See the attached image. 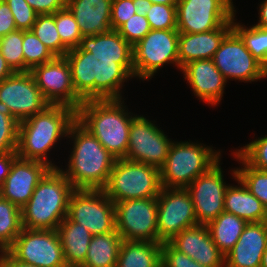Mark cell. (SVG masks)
<instances>
[{
    "mask_svg": "<svg viewBox=\"0 0 267 267\" xmlns=\"http://www.w3.org/2000/svg\"><path fill=\"white\" fill-rule=\"evenodd\" d=\"M237 160L244 165L237 168L236 178L263 204L267 209V171L256 169L250 166L236 151L233 153Z\"/></svg>",
    "mask_w": 267,
    "mask_h": 267,
    "instance_id": "obj_34",
    "label": "cell"
},
{
    "mask_svg": "<svg viewBox=\"0 0 267 267\" xmlns=\"http://www.w3.org/2000/svg\"><path fill=\"white\" fill-rule=\"evenodd\" d=\"M220 151L190 142H173L165 164L160 168L165 188H187L198 176L207 173L220 161Z\"/></svg>",
    "mask_w": 267,
    "mask_h": 267,
    "instance_id": "obj_6",
    "label": "cell"
},
{
    "mask_svg": "<svg viewBox=\"0 0 267 267\" xmlns=\"http://www.w3.org/2000/svg\"><path fill=\"white\" fill-rule=\"evenodd\" d=\"M23 30L0 37V52L14 72H24Z\"/></svg>",
    "mask_w": 267,
    "mask_h": 267,
    "instance_id": "obj_36",
    "label": "cell"
},
{
    "mask_svg": "<svg viewBox=\"0 0 267 267\" xmlns=\"http://www.w3.org/2000/svg\"><path fill=\"white\" fill-rule=\"evenodd\" d=\"M133 0H113L111 7L112 30H118L136 13Z\"/></svg>",
    "mask_w": 267,
    "mask_h": 267,
    "instance_id": "obj_44",
    "label": "cell"
},
{
    "mask_svg": "<svg viewBox=\"0 0 267 267\" xmlns=\"http://www.w3.org/2000/svg\"><path fill=\"white\" fill-rule=\"evenodd\" d=\"M24 72L34 67L52 61L55 56L33 33L32 30H23Z\"/></svg>",
    "mask_w": 267,
    "mask_h": 267,
    "instance_id": "obj_35",
    "label": "cell"
},
{
    "mask_svg": "<svg viewBox=\"0 0 267 267\" xmlns=\"http://www.w3.org/2000/svg\"><path fill=\"white\" fill-rule=\"evenodd\" d=\"M19 122L0 107V153L17 152Z\"/></svg>",
    "mask_w": 267,
    "mask_h": 267,
    "instance_id": "obj_39",
    "label": "cell"
},
{
    "mask_svg": "<svg viewBox=\"0 0 267 267\" xmlns=\"http://www.w3.org/2000/svg\"><path fill=\"white\" fill-rule=\"evenodd\" d=\"M14 16L18 30H31L38 14L26 0H5Z\"/></svg>",
    "mask_w": 267,
    "mask_h": 267,
    "instance_id": "obj_42",
    "label": "cell"
},
{
    "mask_svg": "<svg viewBox=\"0 0 267 267\" xmlns=\"http://www.w3.org/2000/svg\"><path fill=\"white\" fill-rule=\"evenodd\" d=\"M232 19V29L244 41L246 48L252 53L253 57L267 69V28L252 25L245 28Z\"/></svg>",
    "mask_w": 267,
    "mask_h": 267,
    "instance_id": "obj_33",
    "label": "cell"
},
{
    "mask_svg": "<svg viewBox=\"0 0 267 267\" xmlns=\"http://www.w3.org/2000/svg\"><path fill=\"white\" fill-rule=\"evenodd\" d=\"M162 189L160 168L116 159L106 187V195L115 203L124 200L157 197Z\"/></svg>",
    "mask_w": 267,
    "mask_h": 267,
    "instance_id": "obj_7",
    "label": "cell"
},
{
    "mask_svg": "<svg viewBox=\"0 0 267 267\" xmlns=\"http://www.w3.org/2000/svg\"><path fill=\"white\" fill-rule=\"evenodd\" d=\"M250 166L267 171V136L250 142L236 151Z\"/></svg>",
    "mask_w": 267,
    "mask_h": 267,
    "instance_id": "obj_40",
    "label": "cell"
},
{
    "mask_svg": "<svg viewBox=\"0 0 267 267\" xmlns=\"http://www.w3.org/2000/svg\"><path fill=\"white\" fill-rule=\"evenodd\" d=\"M178 38V30L151 29L133 46L134 77L151 79L166 63L176 64L179 68Z\"/></svg>",
    "mask_w": 267,
    "mask_h": 267,
    "instance_id": "obj_9",
    "label": "cell"
},
{
    "mask_svg": "<svg viewBox=\"0 0 267 267\" xmlns=\"http://www.w3.org/2000/svg\"><path fill=\"white\" fill-rule=\"evenodd\" d=\"M22 229L21 209L0 196V251L7 250Z\"/></svg>",
    "mask_w": 267,
    "mask_h": 267,
    "instance_id": "obj_31",
    "label": "cell"
},
{
    "mask_svg": "<svg viewBox=\"0 0 267 267\" xmlns=\"http://www.w3.org/2000/svg\"><path fill=\"white\" fill-rule=\"evenodd\" d=\"M31 30L55 57H65L69 49L62 43L58 34L55 13L38 15Z\"/></svg>",
    "mask_w": 267,
    "mask_h": 267,
    "instance_id": "obj_32",
    "label": "cell"
},
{
    "mask_svg": "<svg viewBox=\"0 0 267 267\" xmlns=\"http://www.w3.org/2000/svg\"><path fill=\"white\" fill-rule=\"evenodd\" d=\"M133 5L137 15L146 17V14L149 12V9L152 6V3L149 0H133Z\"/></svg>",
    "mask_w": 267,
    "mask_h": 267,
    "instance_id": "obj_49",
    "label": "cell"
},
{
    "mask_svg": "<svg viewBox=\"0 0 267 267\" xmlns=\"http://www.w3.org/2000/svg\"><path fill=\"white\" fill-rule=\"evenodd\" d=\"M232 30V20L221 27L202 33H179V68L189 62L212 59L224 37Z\"/></svg>",
    "mask_w": 267,
    "mask_h": 267,
    "instance_id": "obj_23",
    "label": "cell"
},
{
    "mask_svg": "<svg viewBox=\"0 0 267 267\" xmlns=\"http://www.w3.org/2000/svg\"><path fill=\"white\" fill-rule=\"evenodd\" d=\"M55 24L62 43L69 49L79 46L83 35L70 10L65 7L55 12Z\"/></svg>",
    "mask_w": 267,
    "mask_h": 267,
    "instance_id": "obj_37",
    "label": "cell"
},
{
    "mask_svg": "<svg viewBox=\"0 0 267 267\" xmlns=\"http://www.w3.org/2000/svg\"><path fill=\"white\" fill-rule=\"evenodd\" d=\"M172 143L163 130L158 129L146 117L134 115L125 159L161 168Z\"/></svg>",
    "mask_w": 267,
    "mask_h": 267,
    "instance_id": "obj_16",
    "label": "cell"
},
{
    "mask_svg": "<svg viewBox=\"0 0 267 267\" xmlns=\"http://www.w3.org/2000/svg\"><path fill=\"white\" fill-rule=\"evenodd\" d=\"M67 218L84 226L93 236L116 230L115 204L103 189H74Z\"/></svg>",
    "mask_w": 267,
    "mask_h": 267,
    "instance_id": "obj_8",
    "label": "cell"
},
{
    "mask_svg": "<svg viewBox=\"0 0 267 267\" xmlns=\"http://www.w3.org/2000/svg\"><path fill=\"white\" fill-rule=\"evenodd\" d=\"M17 30L14 16L5 0H0V37Z\"/></svg>",
    "mask_w": 267,
    "mask_h": 267,
    "instance_id": "obj_46",
    "label": "cell"
},
{
    "mask_svg": "<svg viewBox=\"0 0 267 267\" xmlns=\"http://www.w3.org/2000/svg\"><path fill=\"white\" fill-rule=\"evenodd\" d=\"M78 48L92 53L94 57L133 58V47L117 30H110L93 36H83Z\"/></svg>",
    "mask_w": 267,
    "mask_h": 267,
    "instance_id": "obj_28",
    "label": "cell"
},
{
    "mask_svg": "<svg viewBox=\"0 0 267 267\" xmlns=\"http://www.w3.org/2000/svg\"><path fill=\"white\" fill-rule=\"evenodd\" d=\"M76 120V110L65 105H49L42 112L19 122L18 157L40 161L58 168L47 153L61 137H67ZM64 135V136H63Z\"/></svg>",
    "mask_w": 267,
    "mask_h": 267,
    "instance_id": "obj_3",
    "label": "cell"
},
{
    "mask_svg": "<svg viewBox=\"0 0 267 267\" xmlns=\"http://www.w3.org/2000/svg\"><path fill=\"white\" fill-rule=\"evenodd\" d=\"M220 161L207 173L198 176L188 190L198 224H208L224 212V198L229 186L224 182Z\"/></svg>",
    "mask_w": 267,
    "mask_h": 267,
    "instance_id": "obj_18",
    "label": "cell"
},
{
    "mask_svg": "<svg viewBox=\"0 0 267 267\" xmlns=\"http://www.w3.org/2000/svg\"><path fill=\"white\" fill-rule=\"evenodd\" d=\"M267 248V228L263 222L248 223L234 247L225 255V267H260Z\"/></svg>",
    "mask_w": 267,
    "mask_h": 267,
    "instance_id": "obj_22",
    "label": "cell"
},
{
    "mask_svg": "<svg viewBox=\"0 0 267 267\" xmlns=\"http://www.w3.org/2000/svg\"><path fill=\"white\" fill-rule=\"evenodd\" d=\"M49 105L30 71L14 72L0 82V107L18 122L42 112Z\"/></svg>",
    "mask_w": 267,
    "mask_h": 267,
    "instance_id": "obj_14",
    "label": "cell"
},
{
    "mask_svg": "<svg viewBox=\"0 0 267 267\" xmlns=\"http://www.w3.org/2000/svg\"><path fill=\"white\" fill-rule=\"evenodd\" d=\"M169 243L202 266L225 267V255L212 240L206 224L186 228Z\"/></svg>",
    "mask_w": 267,
    "mask_h": 267,
    "instance_id": "obj_20",
    "label": "cell"
},
{
    "mask_svg": "<svg viewBox=\"0 0 267 267\" xmlns=\"http://www.w3.org/2000/svg\"><path fill=\"white\" fill-rule=\"evenodd\" d=\"M233 177L240 186H228L224 198L225 212L242 218L247 223L263 222L267 217V209L262 202L255 197L244 184L236 178V170Z\"/></svg>",
    "mask_w": 267,
    "mask_h": 267,
    "instance_id": "obj_25",
    "label": "cell"
},
{
    "mask_svg": "<svg viewBox=\"0 0 267 267\" xmlns=\"http://www.w3.org/2000/svg\"><path fill=\"white\" fill-rule=\"evenodd\" d=\"M14 73L0 52V82Z\"/></svg>",
    "mask_w": 267,
    "mask_h": 267,
    "instance_id": "obj_50",
    "label": "cell"
},
{
    "mask_svg": "<svg viewBox=\"0 0 267 267\" xmlns=\"http://www.w3.org/2000/svg\"><path fill=\"white\" fill-rule=\"evenodd\" d=\"M18 157L17 152L0 153V187L9 175L13 161Z\"/></svg>",
    "mask_w": 267,
    "mask_h": 267,
    "instance_id": "obj_47",
    "label": "cell"
},
{
    "mask_svg": "<svg viewBox=\"0 0 267 267\" xmlns=\"http://www.w3.org/2000/svg\"><path fill=\"white\" fill-rule=\"evenodd\" d=\"M151 30L146 17L133 15L117 31L133 47Z\"/></svg>",
    "mask_w": 267,
    "mask_h": 267,
    "instance_id": "obj_41",
    "label": "cell"
},
{
    "mask_svg": "<svg viewBox=\"0 0 267 267\" xmlns=\"http://www.w3.org/2000/svg\"><path fill=\"white\" fill-rule=\"evenodd\" d=\"M162 243L123 240L116 267H162Z\"/></svg>",
    "mask_w": 267,
    "mask_h": 267,
    "instance_id": "obj_27",
    "label": "cell"
},
{
    "mask_svg": "<svg viewBox=\"0 0 267 267\" xmlns=\"http://www.w3.org/2000/svg\"><path fill=\"white\" fill-rule=\"evenodd\" d=\"M116 231L126 241H158L157 197L115 203Z\"/></svg>",
    "mask_w": 267,
    "mask_h": 267,
    "instance_id": "obj_11",
    "label": "cell"
},
{
    "mask_svg": "<svg viewBox=\"0 0 267 267\" xmlns=\"http://www.w3.org/2000/svg\"><path fill=\"white\" fill-rule=\"evenodd\" d=\"M0 252V267H36L16 260L7 250Z\"/></svg>",
    "mask_w": 267,
    "mask_h": 267,
    "instance_id": "obj_48",
    "label": "cell"
},
{
    "mask_svg": "<svg viewBox=\"0 0 267 267\" xmlns=\"http://www.w3.org/2000/svg\"><path fill=\"white\" fill-rule=\"evenodd\" d=\"M122 241L116 230L93 236L81 267H116Z\"/></svg>",
    "mask_w": 267,
    "mask_h": 267,
    "instance_id": "obj_29",
    "label": "cell"
},
{
    "mask_svg": "<svg viewBox=\"0 0 267 267\" xmlns=\"http://www.w3.org/2000/svg\"><path fill=\"white\" fill-rule=\"evenodd\" d=\"M38 15L54 14L66 7L67 0H26Z\"/></svg>",
    "mask_w": 267,
    "mask_h": 267,
    "instance_id": "obj_45",
    "label": "cell"
},
{
    "mask_svg": "<svg viewBox=\"0 0 267 267\" xmlns=\"http://www.w3.org/2000/svg\"><path fill=\"white\" fill-rule=\"evenodd\" d=\"M74 188L60 168H51L21 208L22 226L27 229L57 230L67 217Z\"/></svg>",
    "mask_w": 267,
    "mask_h": 267,
    "instance_id": "obj_5",
    "label": "cell"
},
{
    "mask_svg": "<svg viewBox=\"0 0 267 267\" xmlns=\"http://www.w3.org/2000/svg\"><path fill=\"white\" fill-rule=\"evenodd\" d=\"M152 4L177 5L178 0H149Z\"/></svg>",
    "mask_w": 267,
    "mask_h": 267,
    "instance_id": "obj_52",
    "label": "cell"
},
{
    "mask_svg": "<svg viewBox=\"0 0 267 267\" xmlns=\"http://www.w3.org/2000/svg\"><path fill=\"white\" fill-rule=\"evenodd\" d=\"M7 251L36 267H67L57 230L23 228Z\"/></svg>",
    "mask_w": 267,
    "mask_h": 267,
    "instance_id": "obj_10",
    "label": "cell"
},
{
    "mask_svg": "<svg viewBox=\"0 0 267 267\" xmlns=\"http://www.w3.org/2000/svg\"><path fill=\"white\" fill-rule=\"evenodd\" d=\"M158 241L170 242L186 228L198 225L194 204L186 188L162 187L157 196Z\"/></svg>",
    "mask_w": 267,
    "mask_h": 267,
    "instance_id": "obj_12",
    "label": "cell"
},
{
    "mask_svg": "<svg viewBox=\"0 0 267 267\" xmlns=\"http://www.w3.org/2000/svg\"><path fill=\"white\" fill-rule=\"evenodd\" d=\"M146 18L152 30H177L176 5L152 4Z\"/></svg>",
    "mask_w": 267,
    "mask_h": 267,
    "instance_id": "obj_38",
    "label": "cell"
},
{
    "mask_svg": "<svg viewBox=\"0 0 267 267\" xmlns=\"http://www.w3.org/2000/svg\"><path fill=\"white\" fill-rule=\"evenodd\" d=\"M68 138H74L68 169L62 173L74 189H104L116 158L77 119Z\"/></svg>",
    "mask_w": 267,
    "mask_h": 267,
    "instance_id": "obj_2",
    "label": "cell"
},
{
    "mask_svg": "<svg viewBox=\"0 0 267 267\" xmlns=\"http://www.w3.org/2000/svg\"><path fill=\"white\" fill-rule=\"evenodd\" d=\"M30 73L50 105H65L76 111L79 109L83 100L73 88L71 70L66 57H55L50 62L34 67Z\"/></svg>",
    "mask_w": 267,
    "mask_h": 267,
    "instance_id": "obj_17",
    "label": "cell"
},
{
    "mask_svg": "<svg viewBox=\"0 0 267 267\" xmlns=\"http://www.w3.org/2000/svg\"><path fill=\"white\" fill-rule=\"evenodd\" d=\"M75 93L83 100L121 99L120 89L134 77L133 58L94 57L78 47L65 55Z\"/></svg>",
    "mask_w": 267,
    "mask_h": 267,
    "instance_id": "obj_1",
    "label": "cell"
},
{
    "mask_svg": "<svg viewBox=\"0 0 267 267\" xmlns=\"http://www.w3.org/2000/svg\"><path fill=\"white\" fill-rule=\"evenodd\" d=\"M264 223H265L266 228H267V217H266V219L264 220Z\"/></svg>",
    "mask_w": 267,
    "mask_h": 267,
    "instance_id": "obj_54",
    "label": "cell"
},
{
    "mask_svg": "<svg viewBox=\"0 0 267 267\" xmlns=\"http://www.w3.org/2000/svg\"><path fill=\"white\" fill-rule=\"evenodd\" d=\"M121 100H86L76 111V119L116 159H123L127 154L129 130L134 117L126 112Z\"/></svg>",
    "mask_w": 267,
    "mask_h": 267,
    "instance_id": "obj_4",
    "label": "cell"
},
{
    "mask_svg": "<svg viewBox=\"0 0 267 267\" xmlns=\"http://www.w3.org/2000/svg\"><path fill=\"white\" fill-rule=\"evenodd\" d=\"M184 78L191 85L194 95L207 104L217 105L221 101L226 79L212 59L189 62L181 68Z\"/></svg>",
    "mask_w": 267,
    "mask_h": 267,
    "instance_id": "obj_21",
    "label": "cell"
},
{
    "mask_svg": "<svg viewBox=\"0 0 267 267\" xmlns=\"http://www.w3.org/2000/svg\"><path fill=\"white\" fill-rule=\"evenodd\" d=\"M179 33H202L221 27L235 17L232 0H178Z\"/></svg>",
    "mask_w": 267,
    "mask_h": 267,
    "instance_id": "obj_13",
    "label": "cell"
},
{
    "mask_svg": "<svg viewBox=\"0 0 267 267\" xmlns=\"http://www.w3.org/2000/svg\"><path fill=\"white\" fill-rule=\"evenodd\" d=\"M162 267H205L176 250L169 242L162 243Z\"/></svg>",
    "mask_w": 267,
    "mask_h": 267,
    "instance_id": "obj_43",
    "label": "cell"
},
{
    "mask_svg": "<svg viewBox=\"0 0 267 267\" xmlns=\"http://www.w3.org/2000/svg\"><path fill=\"white\" fill-rule=\"evenodd\" d=\"M67 267H81L93 235L82 225L65 217L57 228Z\"/></svg>",
    "mask_w": 267,
    "mask_h": 267,
    "instance_id": "obj_26",
    "label": "cell"
},
{
    "mask_svg": "<svg viewBox=\"0 0 267 267\" xmlns=\"http://www.w3.org/2000/svg\"><path fill=\"white\" fill-rule=\"evenodd\" d=\"M260 267H267V248H266V250L263 253Z\"/></svg>",
    "mask_w": 267,
    "mask_h": 267,
    "instance_id": "obj_53",
    "label": "cell"
},
{
    "mask_svg": "<svg viewBox=\"0 0 267 267\" xmlns=\"http://www.w3.org/2000/svg\"><path fill=\"white\" fill-rule=\"evenodd\" d=\"M259 9V22L255 24L257 27L267 28V0L260 4Z\"/></svg>",
    "mask_w": 267,
    "mask_h": 267,
    "instance_id": "obj_51",
    "label": "cell"
},
{
    "mask_svg": "<svg viewBox=\"0 0 267 267\" xmlns=\"http://www.w3.org/2000/svg\"><path fill=\"white\" fill-rule=\"evenodd\" d=\"M247 224L242 218L224 211L210 221L207 227L214 243L226 255L237 243Z\"/></svg>",
    "mask_w": 267,
    "mask_h": 267,
    "instance_id": "obj_30",
    "label": "cell"
},
{
    "mask_svg": "<svg viewBox=\"0 0 267 267\" xmlns=\"http://www.w3.org/2000/svg\"><path fill=\"white\" fill-rule=\"evenodd\" d=\"M212 60L226 81L232 78L253 82L267 77V69L253 57L233 29L221 41Z\"/></svg>",
    "mask_w": 267,
    "mask_h": 267,
    "instance_id": "obj_15",
    "label": "cell"
},
{
    "mask_svg": "<svg viewBox=\"0 0 267 267\" xmlns=\"http://www.w3.org/2000/svg\"><path fill=\"white\" fill-rule=\"evenodd\" d=\"M51 169L47 164L17 157L0 187V196L20 209L30 200L35 187Z\"/></svg>",
    "mask_w": 267,
    "mask_h": 267,
    "instance_id": "obj_19",
    "label": "cell"
},
{
    "mask_svg": "<svg viewBox=\"0 0 267 267\" xmlns=\"http://www.w3.org/2000/svg\"><path fill=\"white\" fill-rule=\"evenodd\" d=\"M113 0H67L66 7L75 18L83 36H93L112 30Z\"/></svg>",
    "mask_w": 267,
    "mask_h": 267,
    "instance_id": "obj_24",
    "label": "cell"
}]
</instances>
